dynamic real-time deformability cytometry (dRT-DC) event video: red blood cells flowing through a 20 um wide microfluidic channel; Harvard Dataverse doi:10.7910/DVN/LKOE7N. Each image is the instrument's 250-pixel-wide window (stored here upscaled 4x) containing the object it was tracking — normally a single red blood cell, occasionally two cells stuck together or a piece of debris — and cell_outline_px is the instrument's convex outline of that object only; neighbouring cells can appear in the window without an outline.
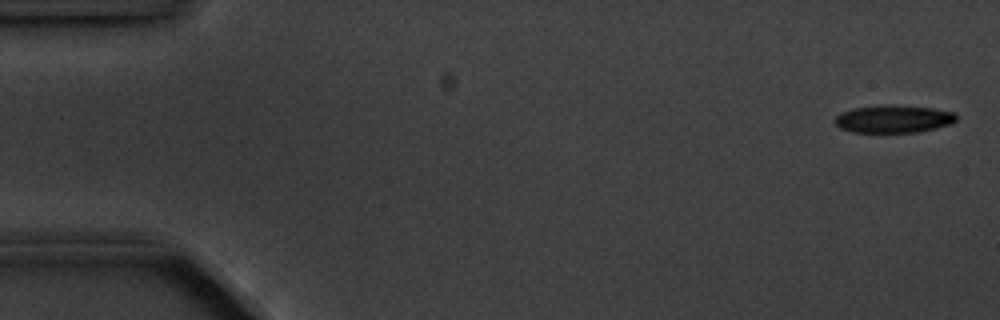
{"species": "common noctule bat (a hibernating species)", "species_latin": "Nyctalus noctula", "temperature_condition": "cold", "stored_images_in_passage": 8, "camera_frame_rate_fps": 3000, "um_per_image_px": 0.085, "animal": {"sex": "male", "body_mass_g": 20.1, "forearm_length_mm": 53.5}, "frame": {"image": 1, "passage_image": 1, "time_ms": 0.0, "image_size_px": [1000, 320], "cell_outline_px": [[956, 120], [952, 124], [920, 132], [852, 132], [840, 128], [836, 124], [836, 116], [840, 112], [856, 108], [888, 104], [932, 108], [956, 112]], "centroid_in_image_um": [75.99, 10.11], "position_along_channel_um": 9.0, "area_um2": 19.59}}